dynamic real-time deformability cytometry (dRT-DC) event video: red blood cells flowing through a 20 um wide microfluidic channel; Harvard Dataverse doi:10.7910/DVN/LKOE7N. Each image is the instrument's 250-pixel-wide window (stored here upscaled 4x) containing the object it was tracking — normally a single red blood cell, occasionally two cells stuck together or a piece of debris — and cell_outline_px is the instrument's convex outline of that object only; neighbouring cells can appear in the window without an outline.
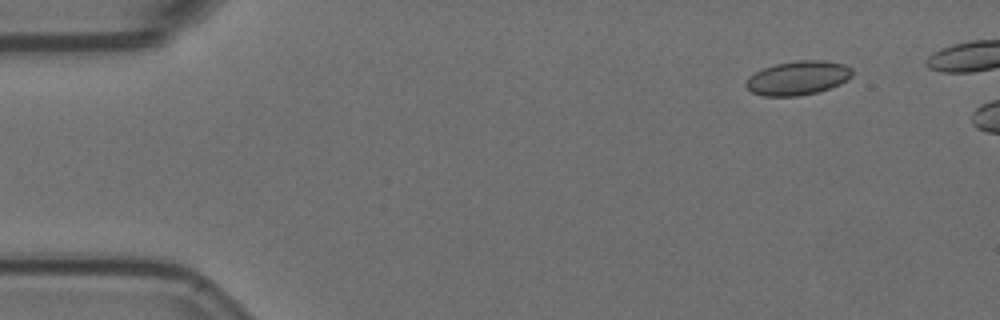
{"species": "Egyptian fruit bat (a non-hibernating species)", "species_latin": "Rousettus aegyptiacus", "temperature_condition": "room temperature", "stored_images_in_passage": 3, "camera_frame_rate_fps": 3000, "um_per_image_px": 0.085, "animal": {"sex": "female"}, "frame": {"image": 1, "passage_image": 1, "time_ms": 0.0, "image_size_px": [1000, 320], "cell_outline_px": [[852, 76], [848, 80], [840, 84], [816, 92], [796, 96], [764, 96], [752, 92], [744, 84], [748, 76], [764, 68], [776, 64], [796, 60], [824, 60], [844, 64], [852, 68]], "centroid_in_image_um": [67.82, 6.62], "position_along_channel_um": 17.2, "area_um2": 21.04}}